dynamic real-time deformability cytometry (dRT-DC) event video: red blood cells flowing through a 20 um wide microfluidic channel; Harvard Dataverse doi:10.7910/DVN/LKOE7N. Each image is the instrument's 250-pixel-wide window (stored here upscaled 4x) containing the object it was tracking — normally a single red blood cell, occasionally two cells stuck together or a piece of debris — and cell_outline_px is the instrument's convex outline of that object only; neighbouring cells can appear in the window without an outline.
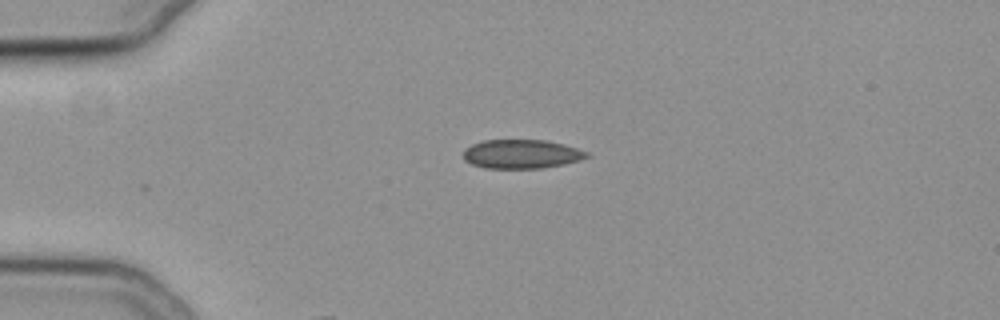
{"species": "common noctule bat (a hibernating species)", "species_latin": "Nyctalus noctula", "temperature_condition": "cold", "stored_images_in_passage": 25, "camera_frame_rate_fps": 3000, "um_per_image_px": 0.085, "animal": {"sex": "female", "body_mass_g": 19.3, "forearm_length_mm": 54.1}, "frame": {"image": 1, "passage_image": 1, "time_ms": 0.0, "image_size_px": [1000, 320], "cell_outline_px": [[592, 156], [580, 160], [564, 164], [544, 168], [488, 168], [472, 164], [464, 160], [464, 148], [472, 144], [484, 140], [544, 140], [564, 144], [588, 152]], "centroid_in_image_um": [44.35, 13.09], "position_along_channel_um": 40.7, "area_um2": 20.87}}